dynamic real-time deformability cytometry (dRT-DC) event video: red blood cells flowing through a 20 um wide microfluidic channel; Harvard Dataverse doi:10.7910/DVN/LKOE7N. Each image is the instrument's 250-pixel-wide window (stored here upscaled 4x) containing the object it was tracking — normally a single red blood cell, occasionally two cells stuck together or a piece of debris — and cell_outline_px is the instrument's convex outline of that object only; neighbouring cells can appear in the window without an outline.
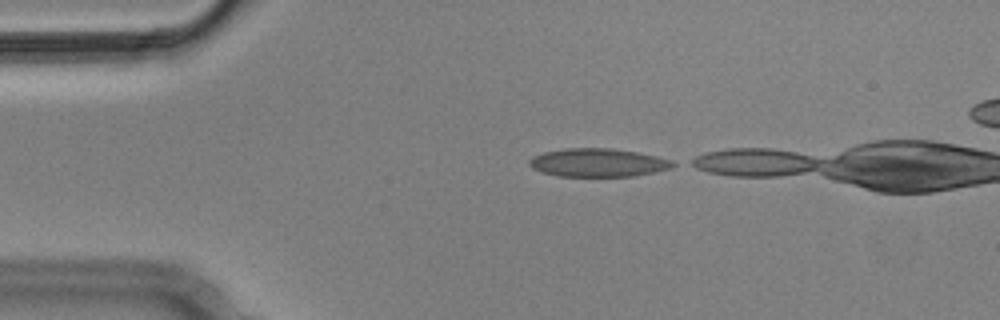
{"species": "Egyptian fruit bat (a non-hibernating species)", "species_latin": "Rousettus aegyptiacus", "temperature_condition": "cold", "stored_images_in_passage": 3, "camera_frame_rate_fps": 3000, "um_per_image_px": 0.085, "animal": {"sex": "male"}, "frame": {"image": 1, "passage_image": 1, "time_ms": 0.0, "image_size_px": [1000, 320], "cell_outline_px": [[680, 164], [672, 168], [632, 176], [556, 176], [532, 168], [528, 164], [528, 160], [532, 156], [544, 152], [564, 148], [612, 148], [636, 152], [656, 156], [672, 160]], "centroid_in_image_um": [50.83, 13.82], "position_along_channel_um": 34.2, "area_um2": 23.76}}